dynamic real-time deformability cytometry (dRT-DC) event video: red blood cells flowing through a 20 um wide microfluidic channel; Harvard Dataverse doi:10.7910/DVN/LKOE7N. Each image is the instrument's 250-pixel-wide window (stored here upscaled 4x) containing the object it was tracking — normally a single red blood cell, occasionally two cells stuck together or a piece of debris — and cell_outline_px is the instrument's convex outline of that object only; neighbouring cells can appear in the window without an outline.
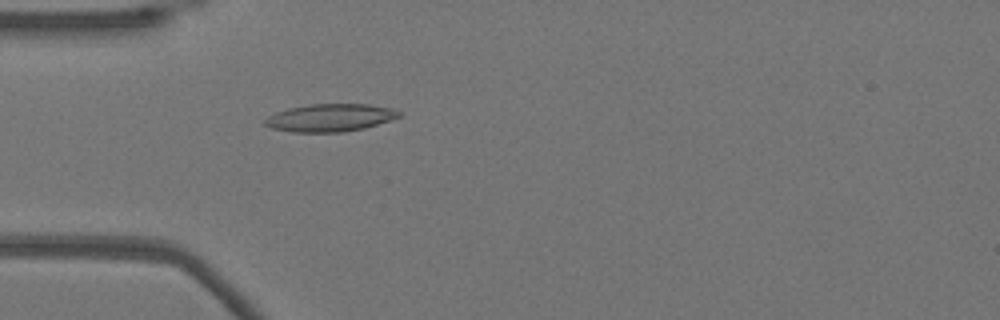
{"species": "Egyptian fruit bat (a non-hibernating species)", "species_latin": "Rousettus aegyptiacus", "temperature_condition": "warm", "stored_images_in_passage": 50, "camera_frame_rate_fps": 3000, "um_per_image_px": 0.085, "animal": {"sex": "female"}, "frame": {"image": 1, "passage_image": 15, "time_ms": 4.667, "image_size_px": [1000, 320], "cell_outline_px": [[400, 116], [364, 128], [344, 132], [292, 132], [272, 128], [264, 124], [264, 120], [268, 116], [276, 112], [288, 108], [308, 104], [368, 104], [392, 108], [400, 112]], "centroid_in_image_um": [28.02, 10.0], "position_along_channel_um": 57.0, "area_um2": 21.5}}
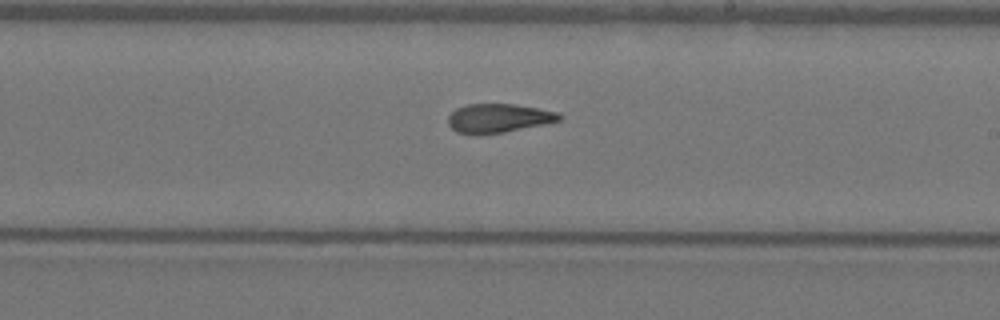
{"frame": {"image": 2, "passage_image": 30, "time_ms": 9.667, "image_size_px": [1000, 320], "cell_outline_px": [[564, 116], [560, 120], [544, 124], [504, 132], [476, 136], [472, 136], [456, 132], [448, 124], [448, 116], [456, 108], [468, 104], [512, 104], [536, 108], [556, 112]], "centroid_in_image_um": [42.31, 10.07], "position_along_channel_um": 246.7, "area_um2": 18.84}}
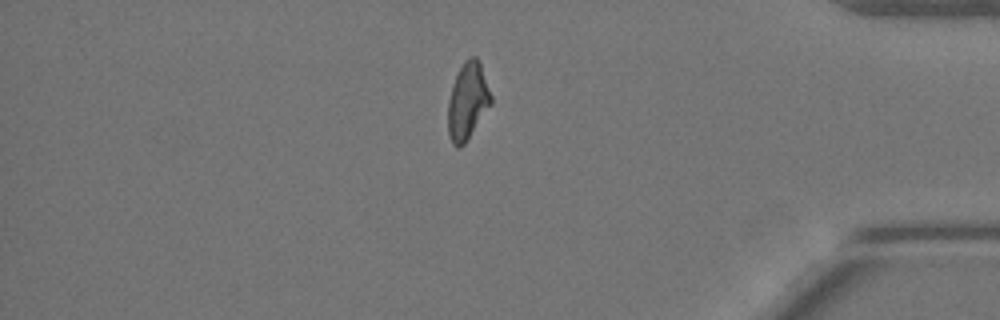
{"frame": {"image": 3, "passage_image": 44, "time_ms": 14.333, "image_size_px": [1000, 320], "cell_outline_px": [[492, 104], [464, 144], [460, 148], [456, 148], [452, 144], [448, 136], [448, 100], [452, 84], [464, 60], [468, 56], [476, 56], [480, 60], [492, 96]], "centroid_in_image_um": [39.75, 8.58], "position_along_channel_um": 395.4, "area_um2": 19.59}, "authors_computed_cell_mechanics": {"area_um2": 19.4208, "velocity_mm_per_s": 3.8677, "shape_relaxation_time_tau1_ms": null, "shape_relaxation_time_tau2_ms": 3.0839, "deformation_change_tau1": null, "deformation_change_tau2": 0.1088}}